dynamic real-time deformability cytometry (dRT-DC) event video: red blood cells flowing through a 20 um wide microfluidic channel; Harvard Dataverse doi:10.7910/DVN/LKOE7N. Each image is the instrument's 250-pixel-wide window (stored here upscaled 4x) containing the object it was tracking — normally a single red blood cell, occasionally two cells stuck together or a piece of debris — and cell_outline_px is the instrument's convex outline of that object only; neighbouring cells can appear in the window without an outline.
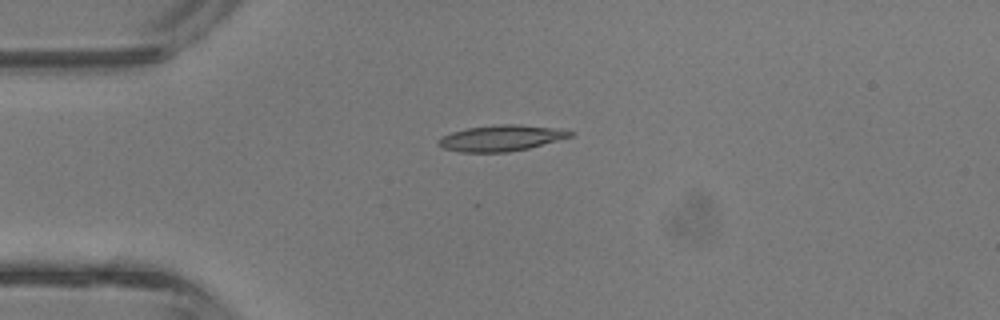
{"species": "common noctule bat (a hibernating species)", "species_latin": "Nyctalus noctula", "temperature_condition": "room temperature", "stored_images_in_passage": 3, "camera_frame_rate_fps": 3000, "um_per_image_px": 0.085, "animal": {"sex": "male", "body_mass_g": 13.3}, "frame": {"image": 1, "passage_image": 3, "time_ms": 0.667, "image_size_px": [1000, 320], "cell_outline_px": [[576, 132], [572, 136], [528, 148], [508, 152], [460, 152], [444, 148], [436, 144], [436, 140], [440, 136], [452, 132], [468, 128], [500, 124], [520, 124], [564, 128]], "centroid_in_image_um": [42.62, 11.72], "position_along_channel_um": 42.4, "area_um2": 20.17}}